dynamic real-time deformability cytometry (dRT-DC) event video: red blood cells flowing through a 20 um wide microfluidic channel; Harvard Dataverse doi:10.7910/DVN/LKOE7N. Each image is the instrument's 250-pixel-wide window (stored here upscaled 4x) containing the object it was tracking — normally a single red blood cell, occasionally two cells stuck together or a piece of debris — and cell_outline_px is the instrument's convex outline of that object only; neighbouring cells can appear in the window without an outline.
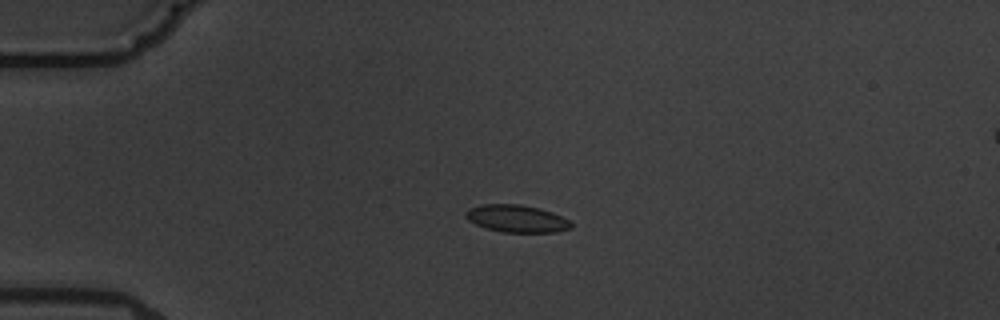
{"species": "common noctule bat (a hibernating species)", "species_latin": "Nyctalus noctula", "temperature_condition": "warm", "stored_images_in_passage": 7, "camera_frame_rate_fps": 3000, "um_per_image_px": 0.085, "animal": {"sex": "male", "body_mass_g": 19.5, "forearm_length_mm": 54.6}, "frame": {"image": 1, "passage_image": 5, "time_ms": 5.0, "image_size_px": [1000, 320], "cell_outline_px": [[572, 228], [556, 232], [504, 232], [484, 228], [468, 220], [464, 216], [464, 212], [468, 208], [480, 204], [520, 204], [540, 208], [552, 212], [568, 220], [572, 224]], "centroid_in_image_um": [43.87, 18.57], "position_along_channel_um": 41.1, "area_um2": 16.94}}